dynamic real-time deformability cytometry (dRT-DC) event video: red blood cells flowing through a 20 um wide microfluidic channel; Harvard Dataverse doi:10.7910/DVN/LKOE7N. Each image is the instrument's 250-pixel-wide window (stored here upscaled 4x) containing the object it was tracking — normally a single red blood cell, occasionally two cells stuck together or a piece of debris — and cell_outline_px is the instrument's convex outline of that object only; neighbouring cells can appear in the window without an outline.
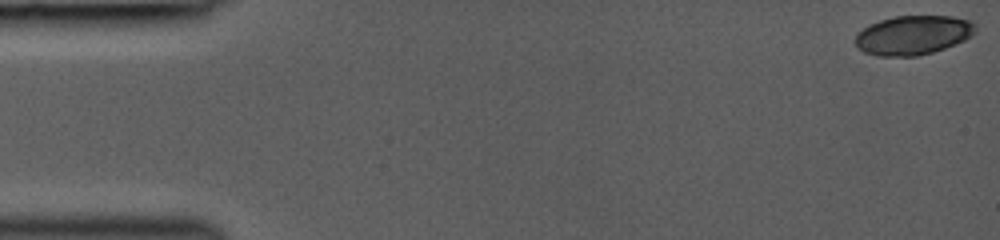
{"species": "common noctule bat (a hibernating species)", "species_latin": "Nyctalus noctula", "temperature_condition": "room temperature", "stored_images_in_passage": 40, "camera_frame_rate_fps": 3000, "um_per_image_px": 0.085, "animal": {"sex": "female", "body_mass_g": 19.0, "forearm_length_mm": 53.3}, "frame": {"image": 1, "passage_image": 1, "time_ms": 0.0, "image_size_px": [1000, 240], "cell_outline_px": [[976, 32], [972, 36], [964, 40], [944, 48], [932, 52], [916, 56], [876, 56], [864, 52], [856, 48], [852, 40], [864, 28], [880, 20], [896, 16], [952, 16], [972, 20], [976, 24]], "centroid_in_image_um": [77.62, 2.99], "position_along_channel_um": 7.4, "area_um2": 27.63}}